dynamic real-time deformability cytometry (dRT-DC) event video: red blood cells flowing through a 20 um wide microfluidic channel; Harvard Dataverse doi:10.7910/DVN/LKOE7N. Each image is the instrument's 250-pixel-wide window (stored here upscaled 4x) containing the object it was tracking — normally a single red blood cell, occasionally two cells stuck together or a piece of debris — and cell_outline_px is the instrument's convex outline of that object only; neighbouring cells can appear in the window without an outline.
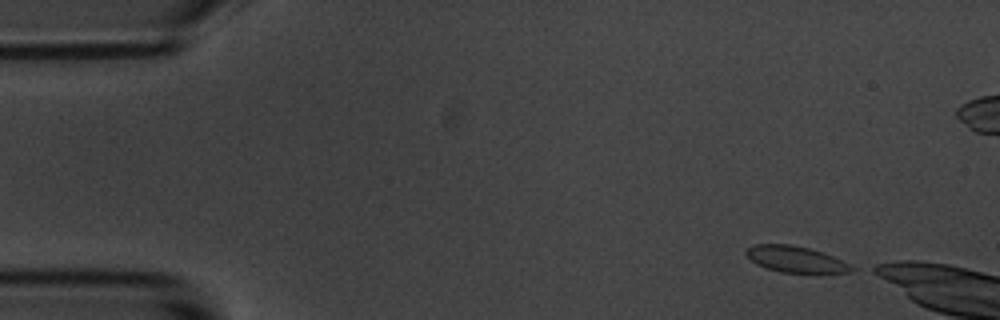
{"species": "common noctule bat (a hibernating species)", "species_latin": "Nyctalus noctula", "temperature_condition": "room temperature", "stored_images_in_passage": 13, "camera_frame_rate_fps": 3000, "um_per_image_px": 0.085, "animal": {"sex": "male", "body_mass_g": 20.1, "forearm_length_mm": 53.5}, "frame": {"image": 1, "passage_image": 1, "time_ms": 0.0, "image_size_px": [1000, 320], "cell_outline_px": [[856, 268], [852, 272], [780, 272], [764, 268], [756, 264], [744, 252], [748, 248], [756, 244], [788, 244], [808, 248], [832, 256]], "centroid_in_image_um": [67.58, 22.04], "position_along_channel_um": 17.4, "area_um2": 15.72}}